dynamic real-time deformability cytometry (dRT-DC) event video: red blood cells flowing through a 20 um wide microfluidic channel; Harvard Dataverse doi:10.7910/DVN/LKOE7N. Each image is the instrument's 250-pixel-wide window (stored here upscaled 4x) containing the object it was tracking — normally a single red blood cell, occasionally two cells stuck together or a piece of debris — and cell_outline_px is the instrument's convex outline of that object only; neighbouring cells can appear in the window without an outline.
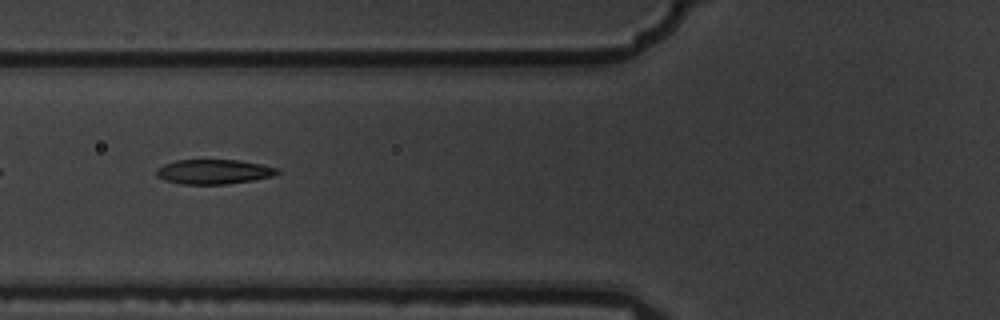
{"species": "common noctule bat (a hibernating species)", "species_latin": "Nyctalus noctula", "temperature_condition": "warm", "stored_images_in_passage": 7, "camera_frame_rate_fps": 3000, "um_per_image_px": 0.085, "animal": {"sex": "male", "body_mass_g": 19.5, "forearm_length_mm": 54.6}, "frame": {"image": 1, "passage_image": 7, "time_ms": 2.0, "image_size_px": [1000, 320], "cell_outline_px": [[280, 172], [272, 176], [252, 180], [224, 184], [180, 184], [164, 180], [156, 176], [156, 168], [164, 164], [176, 160], [236, 160], [264, 164], [280, 168]], "centroid_in_image_um": [18.16, 14.59], "position_along_channel_um": 107.6, "area_um2": 17.46}}